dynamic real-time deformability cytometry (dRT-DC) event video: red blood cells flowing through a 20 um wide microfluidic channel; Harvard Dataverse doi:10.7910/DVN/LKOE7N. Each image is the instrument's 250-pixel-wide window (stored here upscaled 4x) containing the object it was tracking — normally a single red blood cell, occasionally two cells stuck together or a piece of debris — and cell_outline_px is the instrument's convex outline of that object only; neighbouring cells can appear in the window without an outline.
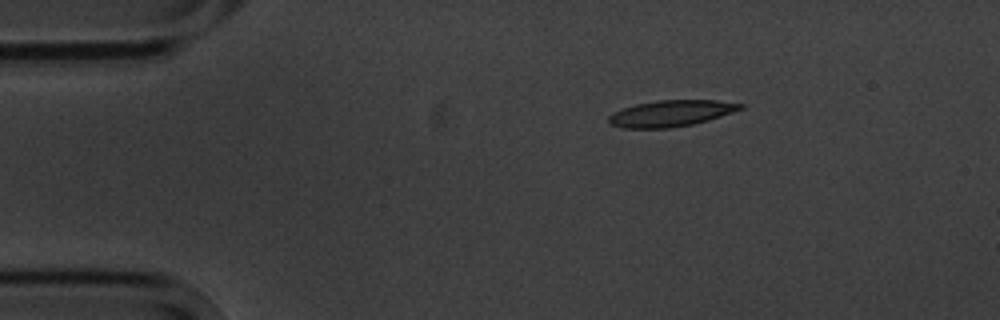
{"species": "common noctule bat (a hibernating species)", "species_latin": "Nyctalus noctula", "temperature_condition": "cold", "stored_images_in_passage": 3, "camera_frame_rate_fps": 3000, "um_per_image_px": 0.085, "animal": {"sex": "male", "body_mass_g": 20.1, "forearm_length_mm": 53.5}, "frame": {"image": 1, "passage_image": 1, "time_ms": 0.0, "image_size_px": [1000, 320], "cell_outline_px": [[744, 108], [708, 120], [692, 124], [668, 128], [624, 128], [608, 124], [608, 116], [612, 112], [636, 104], [656, 100], [716, 100], [744, 104]], "centroid_in_image_um": [57.0, 9.63], "position_along_channel_um": 28.0, "area_um2": 20.11}}